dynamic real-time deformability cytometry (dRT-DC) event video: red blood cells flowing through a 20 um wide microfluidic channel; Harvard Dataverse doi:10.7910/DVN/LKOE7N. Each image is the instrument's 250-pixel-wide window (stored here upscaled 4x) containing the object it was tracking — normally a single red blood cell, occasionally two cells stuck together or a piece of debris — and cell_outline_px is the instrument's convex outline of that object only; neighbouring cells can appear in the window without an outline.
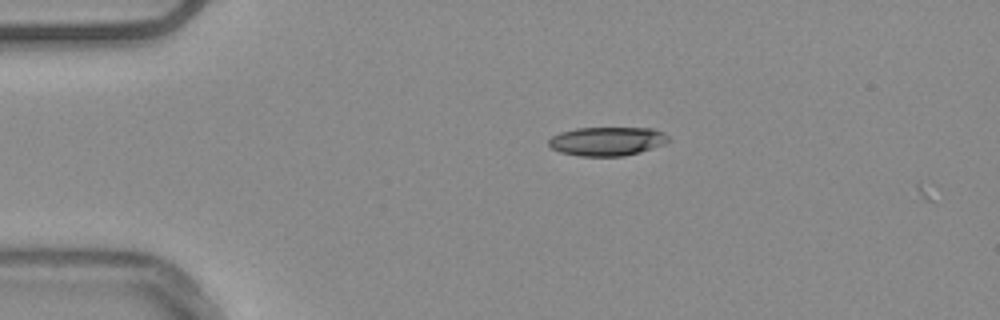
{"species": "common noctule bat (a hibernating species)", "species_latin": "Nyctalus noctula", "temperature_condition": "warm", "stored_images_in_passage": 3, "camera_frame_rate_fps": 3000, "um_per_image_px": 0.085, "animal": {"sex": "male", "body_mass_g": 20.4}, "frame": {"image": 1, "passage_image": 2, "time_ms": 0.333, "image_size_px": [1000, 320], "cell_outline_px": [[668, 140], [664, 144], [640, 152], [624, 156], [580, 156], [560, 152], [552, 148], [548, 144], [548, 140], [552, 136], [560, 132], [576, 128], [652, 128], [664, 132], [668, 136]], "centroid_in_image_um": [51.59, 12.0], "position_along_channel_um": 33.4, "area_um2": 20.11}}